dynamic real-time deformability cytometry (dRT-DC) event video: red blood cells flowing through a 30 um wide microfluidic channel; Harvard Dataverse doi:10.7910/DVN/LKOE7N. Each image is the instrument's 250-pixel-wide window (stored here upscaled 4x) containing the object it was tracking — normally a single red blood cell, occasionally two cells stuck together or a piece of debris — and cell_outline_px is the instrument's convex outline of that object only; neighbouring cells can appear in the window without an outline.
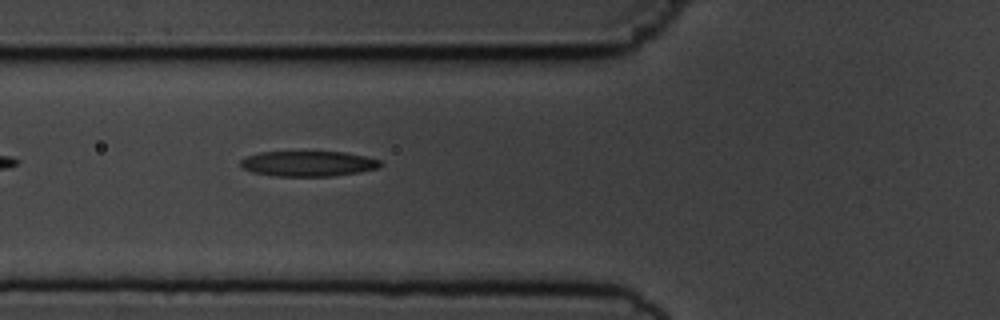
{"species": "common noctule bat (a hibernating species)", "species_latin": "Nyctalus noctula", "temperature_condition": "cold", "stored_images_in_passage": 6, "camera_frame_rate_fps": 3000, "um_per_image_px": 0.085, "animal": {"sex": "male", "body_mass_g": 19.5, "forearm_length_mm": 54.6}, "frame": {"image": 1, "passage_image": 6, "time_ms": 5.667, "image_size_px": [1000, 320], "cell_outline_px": [[384, 164], [380, 168], [360, 172], [332, 176], [276, 176], [252, 172], [244, 168], [240, 164], [240, 160], [248, 156], [260, 152], [344, 152], [364, 156], [380, 160]], "centroid_in_image_um": [26.24, 13.91], "position_along_channel_um": 99.6, "area_um2": 20.63}}